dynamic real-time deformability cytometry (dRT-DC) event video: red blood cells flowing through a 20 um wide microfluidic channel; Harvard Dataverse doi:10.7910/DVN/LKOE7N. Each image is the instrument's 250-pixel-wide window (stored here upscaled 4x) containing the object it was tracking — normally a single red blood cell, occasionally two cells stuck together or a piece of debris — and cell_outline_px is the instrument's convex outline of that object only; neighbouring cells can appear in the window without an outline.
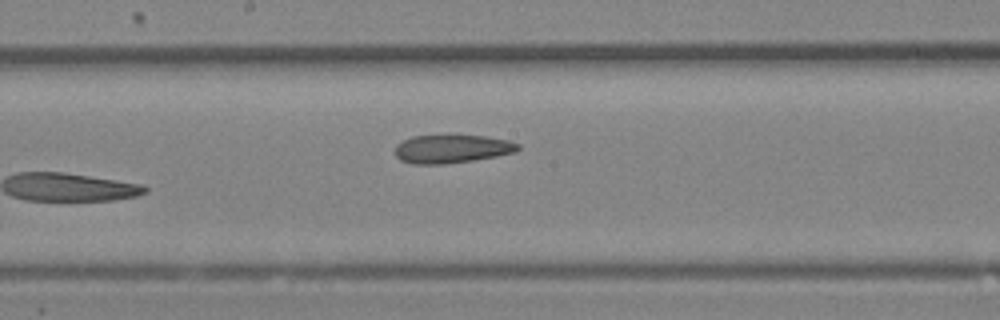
{"species": "Egyptian fruit bat (a non-hibernating species)", "species_latin": "Rousettus aegyptiacus", "temperature_condition": "room temperature", "stored_images_in_passage": 16, "camera_frame_rate_fps": 3000, "um_per_image_px": 0.085, "animal": {"sex": "female"}, "frame": {"image": 1, "passage_image": 16, "time_ms": 5.0, "image_size_px": [1000, 320], "cell_outline_px": [[520, 148], [516, 152], [496, 156], [472, 160], [444, 164], [412, 164], [400, 160], [396, 156], [396, 144], [412, 136], [488, 136], [508, 140], [520, 144]], "centroid_in_image_um": [38.42, 12.66], "position_along_channel_um": 209.8, "area_um2": 20.17}}